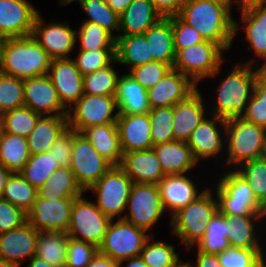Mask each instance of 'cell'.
Here are the masks:
<instances>
[{
  "label": "cell",
  "mask_w": 266,
  "mask_h": 267,
  "mask_svg": "<svg viewBox=\"0 0 266 267\" xmlns=\"http://www.w3.org/2000/svg\"><path fill=\"white\" fill-rule=\"evenodd\" d=\"M24 106L40 115H68L47 74L24 79Z\"/></svg>",
  "instance_id": "cell-18"
},
{
  "label": "cell",
  "mask_w": 266,
  "mask_h": 267,
  "mask_svg": "<svg viewBox=\"0 0 266 267\" xmlns=\"http://www.w3.org/2000/svg\"><path fill=\"white\" fill-rule=\"evenodd\" d=\"M120 75L110 64L83 76V90L87 95L115 96Z\"/></svg>",
  "instance_id": "cell-43"
},
{
  "label": "cell",
  "mask_w": 266,
  "mask_h": 267,
  "mask_svg": "<svg viewBox=\"0 0 266 267\" xmlns=\"http://www.w3.org/2000/svg\"><path fill=\"white\" fill-rule=\"evenodd\" d=\"M126 209L129 213L122 219L149 231L165 212L157 184L133 183Z\"/></svg>",
  "instance_id": "cell-13"
},
{
  "label": "cell",
  "mask_w": 266,
  "mask_h": 267,
  "mask_svg": "<svg viewBox=\"0 0 266 267\" xmlns=\"http://www.w3.org/2000/svg\"><path fill=\"white\" fill-rule=\"evenodd\" d=\"M170 69L168 64L152 61L130 69L128 74L148 90L157 84Z\"/></svg>",
  "instance_id": "cell-53"
},
{
  "label": "cell",
  "mask_w": 266,
  "mask_h": 267,
  "mask_svg": "<svg viewBox=\"0 0 266 267\" xmlns=\"http://www.w3.org/2000/svg\"><path fill=\"white\" fill-rule=\"evenodd\" d=\"M157 187L163 207L165 211L171 210V216L206 190L198 193L195 183L185 174L166 175L157 183Z\"/></svg>",
  "instance_id": "cell-23"
},
{
  "label": "cell",
  "mask_w": 266,
  "mask_h": 267,
  "mask_svg": "<svg viewBox=\"0 0 266 267\" xmlns=\"http://www.w3.org/2000/svg\"><path fill=\"white\" fill-rule=\"evenodd\" d=\"M222 267H255L266 256L262 249L229 247L217 254Z\"/></svg>",
  "instance_id": "cell-51"
},
{
  "label": "cell",
  "mask_w": 266,
  "mask_h": 267,
  "mask_svg": "<svg viewBox=\"0 0 266 267\" xmlns=\"http://www.w3.org/2000/svg\"><path fill=\"white\" fill-rule=\"evenodd\" d=\"M60 168L49 152L30 155L20 174L37 189L45 184L50 175Z\"/></svg>",
  "instance_id": "cell-41"
},
{
  "label": "cell",
  "mask_w": 266,
  "mask_h": 267,
  "mask_svg": "<svg viewBox=\"0 0 266 267\" xmlns=\"http://www.w3.org/2000/svg\"><path fill=\"white\" fill-rule=\"evenodd\" d=\"M111 220L98 253L115 262L140 256V253L151 237L147 231L137 228L124 219Z\"/></svg>",
  "instance_id": "cell-8"
},
{
  "label": "cell",
  "mask_w": 266,
  "mask_h": 267,
  "mask_svg": "<svg viewBox=\"0 0 266 267\" xmlns=\"http://www.w3.org/2000/svg\"><path fill=\"white\" fill-rule=\"evenodd\" d=\"M195 246L198 251L206 254H219L230 247L227 238L226 216L219 210L211 218L204 236Z\"/></svg>",
  "instance_id": "cell-39"
},
{
  "label": "cell",
  "mask_w": 266,
  "mask_h": 267,
  "mask_svg": "<svg viewBox=\"0 0 266 267\" xmlns=\"http://www.w3.org/2000/svg\"><path fill=\"white\" fill-rule=\"evenodd\" d=\"M241 117L266 128V70L257 78L253 95Z\"/></svg>",
  "instance_id": "cell-48"
},
{
  "label": "cell",
  "mask_w": 266,
  "mask_h": 267,
  "mask_svg": "<svg viewBox=\"0 0 266 267\" xmlns=\"http://www.w3.org/2000/svg\"><path fill=\"white\" fill-rule=\"evenodd\" d=\"M76 37L80 40L79 50L115 49L116 39L96 23H82Z\"/></svg>",
  "instance_id": "cell-46"
},
{
  "label": "cell",
  "mask_w": 266,
  "mask_h": 267,
  "mask_svg": "<svg viewBox=\"0 0 266 267\" xmlns=\"http://www.w3.org/2000/svg\"><path fill=\"white\" fill-rule=\"evenodd\" d=\"M213 1L223 3L231 9L232 8V1H234V0H213Z\"/></svg>",
  "instance_id": "cell-66"
},
{
  "label": "cell",
  "mask_w": 266,
  "mask_h": 267,
  "mask_svg": "<svg viewBox=\"0 0 266 267\" xmlns=\"http://www.w3.org/2000/svg\"><path fill=\"white\" fill-rule=\"evenodd\" d=\"M115 57L118 63L129 65L130 69L153 61L144 34L118 35Z\"/></svg>",
  "instance_id": "cell-34"
},
{
  "label": "cell",
  "mask_w": 266,
  "mask_h": 267,
  "mask_svg": "<svg viewBox=\"0 0 266 267\" xmlns=\"http://www.w3.org/2000/svg\"><path fill=\"white\" fill-rule=\"evenodd\" d=\"M266 215L226 216L227 238L231 247L262 249L255 231L256 221Z\"/></svg>",
  "instance_id": "cell-33"
},
{
  "label": "cell",
  "mask_w": 266,
  "mask_h": 267,
  "mask_svg": "<svg viewBox=\"0 0 266 267\" xmlns=\"http://www.w3.org/2000/svg\"><path fill=\"white\" fill-rule=\"evenodd\" d=\"M38 234L28 222L0 234V258L21 267L22 261L35 256Z\"/></svg>",
  "instance_id": "cell-20"
},
{
  "label": "cell",
  "mask_w": 266,
  "mask_h": 267,
  "mask_svg": "<svg viewBox=\"0 0 266 267\" xmlns=\"http://www.w3.org/2000/svg\"><path fill=\"white\" fill-rule=\"evenodd\" d=\"M76 31L70 28L67 21L65 24L51 22L46 25L38 13L34 21L32 36L51 59H63L70 58L69 53L75 48Z\"/></svg>",
  "instance_id": "cell-15"
},
{
  "label": "cell",
  "mask_w": 266,
  "mask_h": 267,
  "mask_svg": "<svg viewBox=\"0 0 266 267\" xmlns=\"http://www.w3.org/2000/svg\"><path fill=\"white\" fill-rule=\"evenodd\" d=\"M231 11L227 5L213 0H186L177 16L205 40L219 44L226 51L240 27L231 17Z\"/></svg>",
  "instance_id": "cell-1"
},
{
  "label": "cell",
  "mask_w": 266,
  "mask_h": 267,
  "mask_svg": "<svg viewBox=\"0 0 266 267\" xmlns=\"http://www.w3.org/2000/svg\"><path fill=\"white\" fill-rule=\"evenodd\" d=\"M202 94L196 89L183 101L173 106L174 140L187 142L192 131L206 117Z\"/></svg>",
  "instance_id": "cell-24"
},
{
  "label": "cell",
  "mask_w": 266,
  "mask_h": 267,
  "mask_svg": "<svg viewBox=\"0 0 266 267\" xmlns=\"http://www.w3.org/2000/svg\"><path fill=\"white\" fill-rule=\"evenodd\" d=\"M107 5L118 15H121L132 2V0H105Z\"/></svg>",
  "instance_id": "cell-60"
},
{
  "label": "cell",
  "mask_w": 266,
  "mask_h": 267,
  "mask_svg": "<svg viewBox=\"0 0 266 267\" xmlns=\"http://www.w3.org/2000/svg\"><path fill=\"white\" fill-rule=\"evenodd\" d=\"M228 155L227 167H238L248 161L261 158L266 139V128L245 120L243 117L229 118L225 122Z\"/></svg>",
  "instance_id": "cell-5"
},
{
  "label": "cell",
  "mask_w": 266,
  "mask_h": 267,
  "mask_svg": "<svg viewBox=\"0 0 266 267\" xmlns=\"http://www.w3.org/2000/svg\"><path fill=\"white\" fill-rule=\"evenodd\" d=\"M149 44L153 61L174 65L176 53L174 50L172 16L163 17L144 33Z\"/></svg>",
  "instance_id": "cell-31"
},
{
  "label": "cell",
  "mask_w": 266,
  "mask_h": 267,
  "mask_svg": "<svg viewBox=\"0 0 266 267\" xmlns=\"http://www.w3.org/2000/svg\"><path fill=\"white\" fill-rule=\"evenodd\" d=\"M150 239L151 237L140 253V257L148 267H173L180 262L174 245L158 240L151 242Z\"/></svg>",
  "instance_id": "cell-45"
},
{
  "label": "cell",
  "mask_w": 266,
  "mask_h": 267,
  "mask_svg": "<svg viewBox=\"0 0 266 267\" xmlns=\"http://www.w3.org/2000/svg\"><path fill=\"white\" fill-rule=\"evenodd\" d=\"M225 122V119L214 115L210 119L205 117L192 131L187 145L197 162H200V159L215 157L223 150L225 137L221 136L217 125L225 129Z\"/></svg>",
  "instance_id": "cell-22"
},
{
  "label": "cell",
  "mask_w": 266,
  "mask_h": 267,
  "mask_svg": "<svg viewBox=\"0 0 266 267\" xmlns=\"http://www.w3.org/2000/svg\"><path fill=\"white\" fill-rule=\"evenodd\" d=\"M162 18L150 0H132L127 9L119 15V32L123 34H117L116 38L118 35L144 34Z\"/></svg>",
  "instance_id": "cell-28"
},
{
  "label": "cell",
  "mask_w": 266,
  "mask_h": 267,
  "mask_svg": "<svg viewBox=\"0 0 266 267\" xmlns=\"http://www.w3.org/2000/svg\"><path fill=\"white\" fill-rule=\"evenodd\" d=\"M13 172L10 171L9 169L5 168L1 163H0V197L2 196L3 189L7 183V180L9 179L10 175Z\"/></svg>",
  "instance_id": "cell-62"
},
{
  "label": "cell",
  "mask_w": 266,
  "mask_h": 267,
  "mask_svg": "<svg viewBox=\"0 0 266 267\" xmlns=\"http://www.w3.org/2000/svg\"><path fill=\"white\" fill-rule=\"evenodd\" d=\"M148 114L153 145L173 141V107L154 108Z\"/></svg>",
  "instance_id": "cell-47"
},
{
  "label": "cell",
  "mask_w": 266,
  "mask_h": 267,
  "mask_svg": "<svg viewBox=\"0 0 266 267\" xmlns=\"http://www.w3.org/2000/svg\"><path fill=\"white\" fill-rule=\"evenodd\" d=\"M252 61L244 64L238 63L226 78L219 82L212 115L225 120L243 115L247 103L253 95L256 80L265 71L258 67V64L253 71Z\"/></svg>",
  "instance_id": "cell-3"
},
{
  "label": "cell",
  "mask_w": 266,
  "mask_h": 267,
  "mask_svg": "<svg viewBox=\"0 0 266 267\" xmlns=\"http://www.w3.org/2000/svg\"><path fill=\"white\" fill-rule=\"evenodd\" d=\"M212 192L206 188L196 200L171 216L172 233L189 250L204 236L207 224L218 211V201Z\"/></svg>",
  "instance_id": "cell-4"
},
{
  "label": "cell",
  "mask_w": 266,
  "mask_h": 267,
  "mask_svg": "<svg viewBox=\"0 0 266 267\" xmlns=\"http://www.w3.org/2000/svg\"><path fill=\"white\" fill-rule=\"evenodd\" d=\"M83 192L70 167H60L38 188L37 194L42 199H61L78 198Z\"/></svg>",
  "instance_id": "cell-35"
},
{
  "label": "cell",
  "mask_w": 266,
  "mask_h": 267,
  "mask_svg": "<svg viewBox=\"0 0 266 267\" xmlns=\"http://www.w3.org/2000/svg\"><path fill=\"white\" fill-rule=\"evenodd\" d=\"M73 60L83 76L100 70L113 62L117 63L115 49L79 50L77 57Z\"/></svg>",
  "instance_id": "cell-50"
},
{
  "label": "cell",
  "mask_w": 266,
  "mask_h": 267,
  "mask_svg": "<svg viewBox=\"0 0 266 267\" xmlns=\"http://www.w3.org/2000/svg\"><path fill=\"white\" fill-rule=\"evenodd\" d=\"M123 153L152 149L149 114H119L116 121Z\"/></svg>",
  "instance_id": "cell-21"
},
{
  "label": "cell",
  "mask_w": 266,
  "mask_h": 267,
  "mask_svg": "<svg viewBox=\"0 0 266 267\" xmlns=\"http://www.w3.org/2000/svg\"><path fill=\"white\" fill-rule=\"evenodd\" d=\"M74 198L36 199L27 222L37 231L67 232Z\"/></svg>",
  "instance_id": "cell-14"
},
{
  "label": "cell",
  "mask_w": 266,
  "mask_h": 267,
  "mask_svg": "<svg viewBox=\"0 0 266 267\" xmlns=\"http://www.w3.org/2000/svg\"><path fill=\"white\" fill-rule=\"evenodd\" d=\"M133 181L126 175L120 166H112L94 185L88 190L97 195L96 206L101 212L114 219L123 213L127 207Z\"/></svg>",
  "instance_id": "cell-9"
},
{
  "label": "cell",
  "mask_w": 266,
  "mask_h": 267,
  "mask_svg": "<svg viewBox=\"0 0 266 267\" xmlns=\"http://www.w3.org/2000/svg\"><path fill=\"white\" fill-rule=\"evenodd\" d=\"M27 222V214L18 206L0 197V234L21 227Z\"/></svg>",
  "instance_id": "cell-55"
},
{
  "label": "cell",
  "mask_w": 266,
  "mask_h": 267,
  "mask_svg": "<svg viewBox=\"0 0 266 267\" xmlns=\"http://www.w3.org/2000/svg\"><path fill=\"white\" fill-rule=\"evenodd\" d=\"M29 158L27 138L0 129V163L12 172H20Z\"/></svg>",
  "instance_id": "cell-37"
},
{
  "label": "cell",
  "mask_w": 266,
  "mask_h": 267,
  "mask_svg": "<svg viewBox=\"0 0 266 267\" xmlns=\"http://www.w3.org/2000/svg\"><path fill=\"white\" fill-rule=\"evenodd\" d=\"M87 267H121L119 262L111 260L101 254H97Z\"/></svg>",
  "instance_id": "cell-59"
},
{
  "label": "cell",
  "mask_w": 266,
  "mask_h": 267,
  "mask_svg": "<svg viewBox=\"0 0 266 267\" xmlns=\"http://www.w3.org/2000/svg\"><path fill=\"white\" fill-rule=\"evenodd\" d=\"M24 106V80L0 72V111Z\"/></svg>",
  "instance_id": "cell-49"
},
{
  "label": "cell",
  "mask_w": 266,
  "mask_h": 267,
  "mask_svg": "<svg viewBox=\"0 0 266 267\" xmlns=\"http://www.w3.org/2000/svg\"><path fill=\"white\" fill-rule=\"evenodd\" d=\"M0 267H18V266L15 265L14 263L5 261V260L0 258Z\"/></svg>",
  "instance_id": "cell-65"
},
{
  "label": "cell",
  "mask_w": 266,
  "mask_h": 267,
  "mask_svg": "<svg viewBox=\"0 0 266 267\" xmlns=\"http://www.w3.org/2000/svg\"><path fill=\"white\" fill-rule=\"evenodd\" d=\"M71 2H73V0H60V5H67L70 4Z\"/></svg>",
  "instance_id": "cell-69"
},
{
  "label": "cell",
  "mask_w": 266,
  "mask_h": 267,
  "mask_svg": "<svg viewBox=\"0 0 266 267\" xmlns=\"http://www.w3.org/2000/svg\"><path fill=\"white\" fill-rule=\"evenodd\" d=\"M216 184L218 210L225 216L266 215L248 182L235 169Z\"/></svg>",
  "instance_id": "cell-6"
},
{
  "label": "cell",
  "mask_w": 266,
  "mask_h": 267,
  "mask_svg": "<svg viewBox=\"0 0 266 267\" xmlns=\"http://www.w3.org/2000/svg\"><path fill=\"white\" fill-rule=\"evenodd\" d=\"M222 51L217 43L206 40L176 53L173 69L187 76L195 85L201 79L216 76L223 64Z\"/></svg>",
  "instance_id": "cell-7"
},
{
  "label": "cell",
  "mask_w": 266,
  "mask_h": 267,
  "mask_svg": "<svg viewBox=\"0 0 266 267\" xmlns=\"http://www.w3.org/2000/svg\"><path fill=\"white\" fill-rule=\"evenodd\" d=\"M174 50H179L206 41L192 26L183 22L177 15H172Z\"/></svg>",
  "instance_id": "cell-54"
},
{
  "label": "cell",
  "mask_w": 266,
  "mask_h": 267,
  "mask_svg": "<svg viewBox=\"0 0 266 267\" xmlns=\"http://www.w3.org/2000/svg\"><path fill=\"white\" fill-rule=\"evenodd\" d=\"M240 7V10H244L251 6L266 5V0H234Z\"/></svg>",
  "instance_id": "cell-61"
},
{
  "label": "cell",
  "mask_w": 266,
  "mask_h": 267,
  "mask_svg": "<svg viewBox=\"0 0 266 267\" xmlns=\"http://www.w3.org/2000/svg\"><path fill=\"white\" fill-rule=\"evenodd\" d=\"M196 89L197 85L187 76L171 68L157 84L147 90L148 100L151 109L173 107Z\"/></svg>",
  "instance_id": "cell-19"
},
{
  "label": "cell",
  "mask_w": 266,
  "mask_h": 267,
  "mask_svg": "<svg viewBox=\"0 0 266 267\" xmlns=\"http://www.w3.org/2000/svg\"><path fill=\"white\" fill-rule=\"evenodd\" d=\"M47 75L57 91L60 102L67 110L84 95L83 75L73 59H52Z\"/></svg>",
  "instance_id": "cell-17"
},
{
  "label": "cell",
  "mask_w": 266,
  "mask_h": 267,
  "mask_svg": "<svg viewBox=\"0 0 266 267\" xmlns=\"http://www.w3.org/2000/svg\"><path fill=\"white\" fill-rule=\"evenodd\" d=\"M116 109L115 96L84 94L68 109V127L81 133L91 126L116 123L118 111L112 115Z\"/></svg>",
  "instance_id": "cell-11"
},
{
  "label": "cell",
  "mask_w": 266,
  "mask_h": 267,
  "mask_svg": "<svg viewBox=\"0 0 266 267\" xmlns=\"http://www.w3.org/2000/svg\"><path fill=\"white\" fill-rule=\"evenodd\" d=\"M261 158L266 160V139H265V143L263 145V151H262Z\"/></svg>",
  "instance_id": "cell-68"
},
{
  "label": "cell",
  "mask_w": 266,
  "mask_h": 267,
  "mask_svg": "<svg viewBox=\"0 0 266 267\" xmlns=\"http://www.w3.org/2000/svg\"><path fill=\"white\" fill-rule=\"evenodd\" d=\"M119 166L133 183L157 184L165 176L153 149L123 153Z\"/></svg>",
  "instance_id": "cell-25"
},
{
  "label": "cell",
  "mask_w": 266,
  "mask_h": 267,
  "mask_svg": "<svg viewBox=\"0 0 266 267\" xmlns=\"http://www.w3.org/2000/svg\"><path fill=\"white\" fill-rule=\"evenodd\" d=\"M97 254L95 245L69 237L65 267H87Z\"/></svg>",
  "instance_id": "cell-52"
},
{
  "label": "cell",
  "mask_w": 266,
  "mask_h": 267,
  "mask_svg": "<svg viewBox=\"0 0 266 267\" xmlns=\"http://www.w3.org/2000/svg\"><path fill=\"white\" fill-rule=\"evenodd\" d=\"M27 267H53V266L45 262L43 259L37 256H33L30 259V262Z\"/></svg>",
  "instance_id": "cell-64"
},
{
  "label": "cell",
  "mask_w": 266,
  "mask_h": 267,
  "mask_svg": "<svg viewBox=\"0 0 266 267\" xmlns=\"http://www.w3.org/2000/svg\"><path fill=\"white\" fill-rule=\"evenodd\" d=\"M38 13L27 0H0V39L31 36Z\"/></svg>",
  "instance_id": "cell-16"
},
{
  "label": "cell",
  "mask_w": 266,
  "mask_h": 267,
  "mask_svg": "<svg viewBox=\"0 0 266 267\" xmlns=\"http://www.w3.org/2000/svg\"><path fill=\"white\" fill-rule=\"evenodd\" d=\"M152 149L159 159L165 176L186 174L198 163L187 142L173 140L153 145Z\"/></svg>",
  "instance_id": "cell-26"
},
{
  "label": "cell",
  "mask_w": 266,
  "mask_h": 267,
  "mask_svg": "<svg viewBox=\"0 0 266 267\" xmlns=\"http://www.w3.org/2000/svg\"><path fill=\"white\" fill-rule=\"evenodd\" d=\"M235 170L248 182L266 214V160L254 159L241 164Z\"/></svg>",
  "instance_id": "cell-44"
},
{
  "label": "cell",
  "mask_w": 266,
  "mask_h": 267,
  "mask_svg": "<svg viewBox=\"0 0 266 267\" xmlns=\"http://www.w3.org/2000/svg\"><path fill=\"white\" fill-rule=\"evenodd\" d=\"M111 220L101 212L95 202L80 196L73 200L67 234L73 239L91 243L98 248L103 242Z\"/></svg>",
  "instance_id": "cell-10"
},
{
  "label": "cell",
  "mask_w": 266,
  "mask_h": 267,
  "mask_svg": "<svg viewBox=\"0 0 266 267\" xmlns=\"http://www.w3.org/2000/svg\"><path fill=\"white\" fill-rule=\"evenodd\" d=\"M83 134L95 150L113 166H119L123 158L116 123L85 128Z\"/></svg>",
  "instance_id": "cell-30"
},
{
  "label": "cell",
  "mask_w": 266,
  "mask_h": 267,
  "mask_svg": "<svg viewBox=\"0 0 266 267\" xmlns=\"http://www.w3.org/2000/svg\"><path fill=\"white\" fill-rule=\"evenodd\" d=\"M67 127V115H42L27 137L30 155L48 152Z\"/></svg>",
  "instance_id": "cell-29"
},
{
  "label": "cell",
  "mask_w": 266,
  "mask_h": 267,
  "mask_svg": "<svg viewBox=\"0 0 266 267\" xmlns=\"http://www.w3.org/2000/svg\"><path fill=\"white\" fill-rule=\"evenodd\" d=\"M68 239L67 232L39 231L35 256L53 267H65Z\"/></svg>",
  "instance_id": "cell-36"
},
{
  "label": "cell",
  "mask_w": 266,
  "mask_h": 267,
  "mask_svg": "<svg viewBox=\"0 0 266 267\" xmlns=\"http://www.w3.org/2000/svg\"><path fill=\"white\" fill-rule=\"evenodd\" d=\"M51 58L31 36L0 39V72L20 79L48 73Z\"/></svg>",
  "instance_id": "cell-2"
},
{
  "label": "cell",
  "mask_w": 266,
  "mask_h": 267,
  "mask_svg": "<svg viewBox=\"0 0 266 267\" xmlns=\"http://www.w3.org/2000/svg\"><path fill=\"white\" fill-rule=\"evenodd\" d=\"M74 1V0H73ZM81 8L89 16L84 22H92L100 25L109 32L115 39L116 34L112 31L120 30L119 15L114 12L105 0H77Z\"/></svg>",
  "instance_id": "cell-42"
},
{
  "label": "cell",
  "mask_w": 266,
  "mask_h": 267,
  "mask_svg": "<svg viewBox=\"0 0 266 267\" xmlns=\"http://www.w3.org/2000/svg\"><path fill=\"white\" fill-rule=\"evenodd\" d=\"M112 166L83 134L74 130L70 169L84 191H88Z\"/></svg>",
  "instance_id": "cell-12"
},
{
  "label": "cell",
  "mask_w": 266,
  "mask_h": 267,
  "mask_svg": "<svg viewBox=\"0 0 266 267\" xmlns=\"http://www.w3.org/2000/svg\"><path fill=\"white\" fill-rule=\"evenodd\" d=\"M2 117H3V113L0 111V129H1V126H2Z\"/></svg>",
  "instance_id": "cell-71"
},
{
  "label": "cell",
  "mask_w": 266,
  "mask_h": 267,
  "mask_svg": "<svg viewBox=\"0 0 266 267\" xmlns=\"http://www.w3.org/2000/svg\"><path fill=\"white\" fill-rule=\"evenodd\" d=\"M246 40L252 51L264 62L259 67L266 70V5L251 6L241 10Z\"/></svg>",
  "instance_id": "cell-32"
},
{
  "label": "cell",
  "mask_w": 266,
  "mask_h": 267,
  "mask_svg": "<svg viewBox=\"0 0 266 267\" xmlns=\"http://www.w3.org/2000/svg\"><path fill=\"white\" fill-rule=\"evenodd\" d=\"M190 267H222L217 254H206L197 250V260L195 265L190 263Z\"/></svg>",
  "instance_id": "cell-58"
},
{
  "label": "cell",
  "mask_w": 266,
  "mask_h": 267,
  "mask_svg": "<svg viewBox=\"0 0 266 267\" xmlns=\"http://www.w3.org/2000/svg\"><path fill=\"white\" fill-rule=\"evenodd\" d=\"M41 116L27 106L9 110L3 113L1 130L27 138Z\"/></svg>",
  "instance_id": "cell-40"
},
{
  "label": "cell",
  "mask_w": 266,
  "mask_h": 267,
  "mask_svg": "<svg viewBox=\"0 0 266 267\" xmlns=\"http://www.w3.org/2000/svg\"><path fill=\"white\" fill-rule=\"evenodd\" d=\"M266 258H264L258 265H256L255 267H266V262H265Z\"/></svg>",
  "instance_id": "cell-70"
},
{
  "label": "cell",
  "mask_w": 266,
  "mask_h": 267,
  "mask_svg": "<svg viewBox=\"0 0 266 267\" xmlns=\"http://www.w3.org/2000/svg\"><path fill=\"white\" fill-rule=\"evenodd\" d=\"M125 261H126V263L128 262L126 267H148L140 256H136V257H132V258L120 261L119 264L121 267H123L122 264Z\"/></svg>",
  "instance_id": "cell-63"
},
{
  "label": "cell",
  "mask_w": 266,
  "mask_h": 267,
  "mask_svg": "<svg viewBox=\"0 0 266 267\" xmlns=\"http://www.w3.org/2000/svg\"><path fill=\"white\" fill-rule=\"evenodd\" d=\"M155 9L163 16L177 15L186 0H150Z\"/></svg>",
  "instance_id": "cell-57"
},
{
  "label": "cell",
  "mask_w": 266,
  "mask_h": 267,
  "mask_svg": "<svg viewBox=\"0 0 266 267\" xmlns=\"http://www.w3.org/2000/svg\"><path fill=\"white\" fill-rule=\"evenodd\" d=\"M38 189L27 182L20 172H13L3 189L1 198L18 206L26 214L38 197Z\"/></svg>",
  "instance_id": "cell-38"
},
{
  "label": "cell",
  "mask_w": 266,
  "mask_h": 267,
  "mask_svg": "<svg viewBox=\"0 0 266 267\" xmlns=\"http://www.w3.org/2000/svg\"><path fill=\"white\" fill-rule=\"evenodd\" d=\"M173 267H190V264H189V262H182V261H180L179 263H177Z\"/></svg>",
  "instance_id": "cell-67"
},
{
  "label": "cell",
  "mask_w": 266,
  "mask_h": 267,
  "mask_svg": "<svg viewBox=\"0 0 266 267\" xmlns=\"http://www.w3.org/2000/svg\"><path fill=\"white\" fill-rule=\"evenodd\" d=\"M115 100L118 114H147L151 110L147 90L127 72L118 79Z\"/></svg>",
  "instance_id": "cell-27"
},
{
  "label": "cell",
  "mask_w": 266,
  "mask_h": 267,
  "mask_svg": "<svg viewBox=\"0 0 266 267\" xmlns=\"http://www.w3.org/2000/svg\"><path fill=\"white\" fill-rule=\"evenodd\" d=\"M74 141V129L67 127L55 140L48 151L53 155L59 167H70L71 151Z\"/></svg>",
  "instance_id": "cell-56"
}]
</instances>
